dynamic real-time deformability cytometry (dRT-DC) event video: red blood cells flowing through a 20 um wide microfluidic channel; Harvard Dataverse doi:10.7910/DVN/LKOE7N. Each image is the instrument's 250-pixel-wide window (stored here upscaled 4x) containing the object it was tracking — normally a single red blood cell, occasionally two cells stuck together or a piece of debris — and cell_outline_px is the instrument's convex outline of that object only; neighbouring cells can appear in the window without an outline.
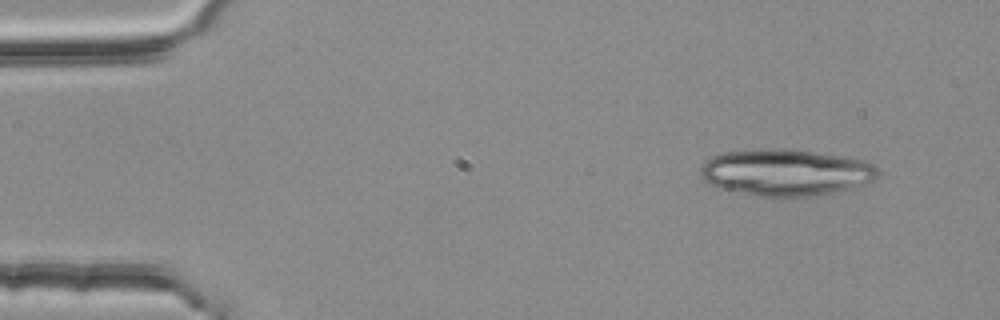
{"species": "common noctule bat (a hibernating species)", "species_latin": "Nyctalus noctula", "temperature_condition": "room temperature", "stored_images_in_passage": 4, "camera_frame_rate_fps": 3000, "um_per_image_px": 0.085, "animal": {"sex": "female", "body_mass_g": 25.1}, "frame": {"image": 1, "passage_image": 1, "time_ms": 0.0, "image_size_px": [1000, 320], "cell_outline_px": [[880, 176], [876, 180], [848, 188], [808, 196], [756, 196], [736, 192], [708, 184], [700, 176], [700, 168], [712, 156], [724, 152], [760, 148], [788, 148], [840, 156], [864, 160], [872, 164], [880, 172]], "centroid_in_image_um": [66.76, 14.64], "position_along_channel_um": 18.2, "area_um2": 48.03}}